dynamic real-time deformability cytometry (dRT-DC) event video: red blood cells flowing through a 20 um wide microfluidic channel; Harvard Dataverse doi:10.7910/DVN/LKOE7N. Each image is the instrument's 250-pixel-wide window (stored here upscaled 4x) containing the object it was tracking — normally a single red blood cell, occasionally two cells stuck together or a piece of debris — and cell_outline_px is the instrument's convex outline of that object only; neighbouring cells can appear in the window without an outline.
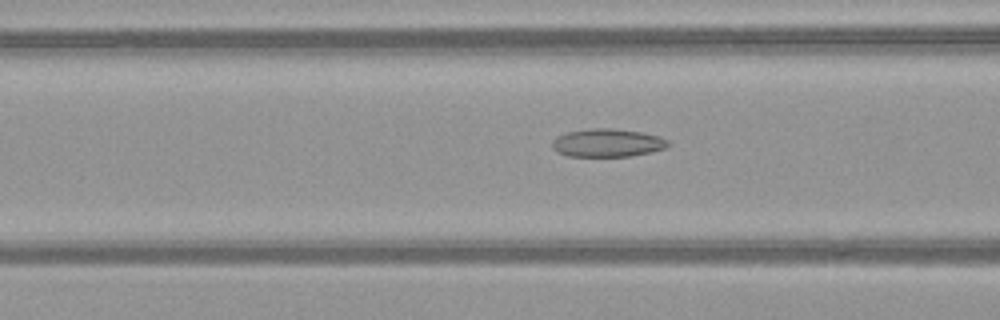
{"species": "common noctule bat (a hibernating species)", "species_latin": "Nyctalus noctula", "temperature_condition": "warm", "stored_images_in_passage": 38, "camera_frame_rate_fps": 3000, "um_per_image_px": 0.085, "animal": {"sex": "female", "body_mass_g": 21.9}, "frame": {"image": 1, "passage_image": 8, "time_ms": 2.333, "image_size_px": [1000, 320], "cell_outline_px": [[668, 144], [664, 148], [652, 152], [632, 156], [568, 156], [556, 152], [552, 148], [552, 140], [556, 136], [568, 132], [592, 128], [612, 128], [644, 132], [660, 136], [668, 140]], "centroid_in_image_um": [51.62, 12.14], "position_along_channel_um": 115.0, "area_um2": 19.13}}
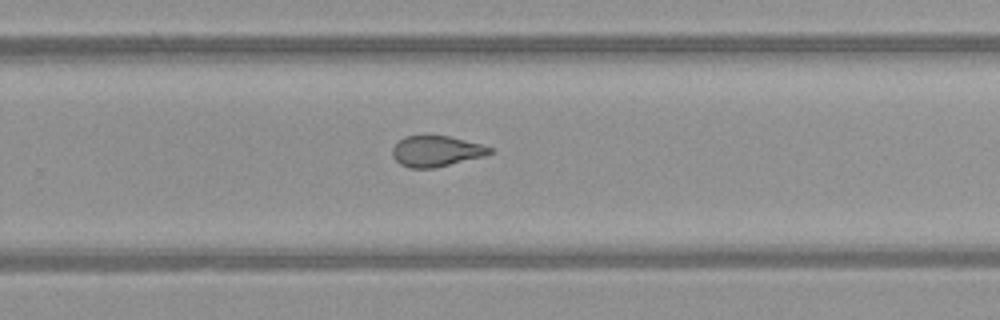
{"frame": {"image": 2, "passage_image": 21, "time_ms": 6.667, "image_size_px": [1000, 320], "cell_outline_px": [[496, 152], [484, 156], [432, 168], [408, 168], [400, 164], [392, 156], [392, 148], [404, 136], [424, 132], [448, 136], [480, 144], [492, 148]], "centroid_in_image_um": [37.04, 12.8], "position_along_channel_um": 292.8, "area_um2": 17.92}}
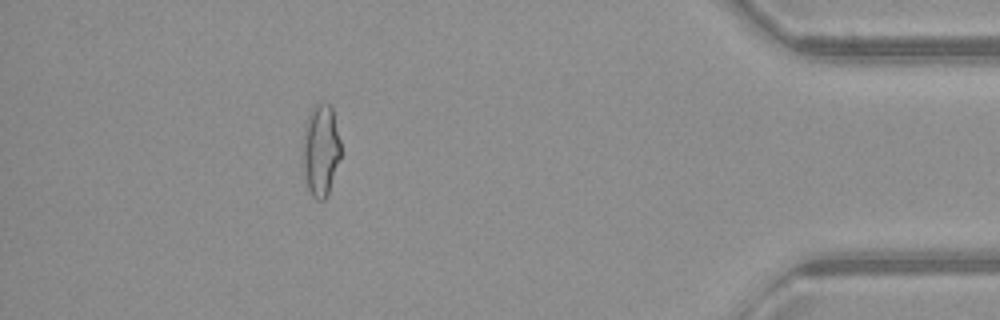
{"frame": {"image": 3, "passage_image": 33, "time_ms": 10.667, "image_size_px": [1000, 320], "cell_outline_px": [[340, 156], [328, 196], [324, 200], [316, 200], [312, 196], [308, 188], [304, 172], [304, 128], [308, 112], [316, 104], [324, 100], [332, 108], [340, 140]], "centroid_in_image_um": [27.27, 12.74], "position_along_channel_um": 407.9, "area_um2": 20.23}, "authors_computed_cell_mechanics": {"area_um2": 18.5538, "velocity_mm_per_s": 4.0991, "shape_relaxation_time_tau1_ms": null, "shape_relaxation_time_tau2_ms": 1.3776, "deformation_change_tau1": null, "deformation_change_tau2": 0.0838}}